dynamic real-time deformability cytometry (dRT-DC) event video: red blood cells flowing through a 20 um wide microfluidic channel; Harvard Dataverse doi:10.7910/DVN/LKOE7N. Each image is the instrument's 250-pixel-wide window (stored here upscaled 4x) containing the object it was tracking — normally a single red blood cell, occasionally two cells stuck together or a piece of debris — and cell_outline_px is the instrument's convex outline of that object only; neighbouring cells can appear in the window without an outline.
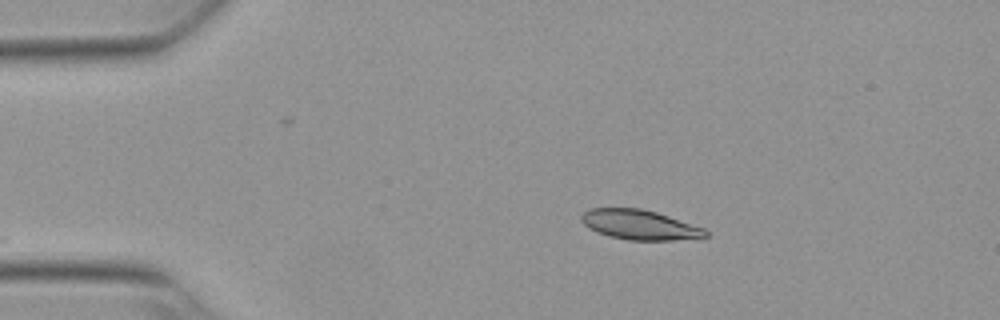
{"species": "Egyptian fruit bat (a non-hibernating species)", "species_latin": "Rousettus aegyptiacus", "temperature_condition": "warm", "stored_images_in_passage": 25, "camera_frame_rate_fps": 3000, "um_per_image_px": 0.085, "animal": {"sex": "female"}, "frame": {"image": 1, "passage_image": 2, "time_ms": 0.333, "image_size_px": [1000, 320], "cell_outline_px": [[708, 236], [672, 240], [628, 240], [608, 236], [596, 232], [584, 224], [580, 220], [580, 216], [588, 208], [640, 208], [656, 212], [704, 228], [708, 232]], "centroid_in_image_um": [54.32, 19.1], "position_along_channel_um": 30.7, "area_um2": 21.44}}
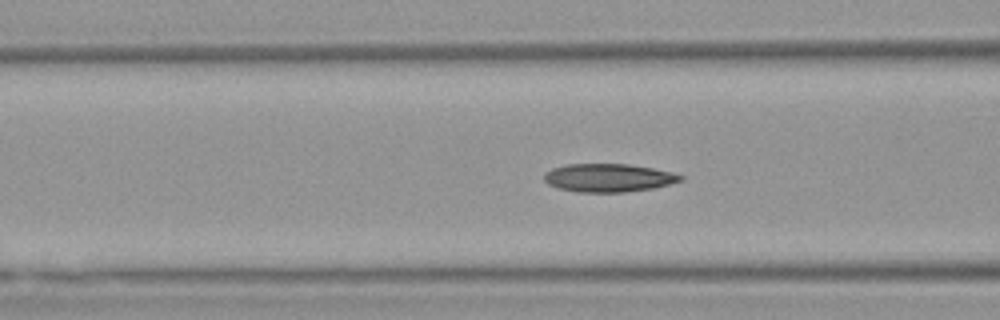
{"frame": {"image": 2, "passage_image": 13, "time_ms": 4.0, "image_size_px": [1000, 320], "cell_outline_px": [[684, 180], [652, 188], [624, 192], [576, 192], [560, 188], [548, 184], [544, 180], [544, 172], [552, 168], [568, 164], [628, 164], [652, 168], [672, 172], [684, 176]], "centroid_in_image_um": [51.71, 15.11], "position_along_channel_um": 114.9, "area_um2": 22.37}}
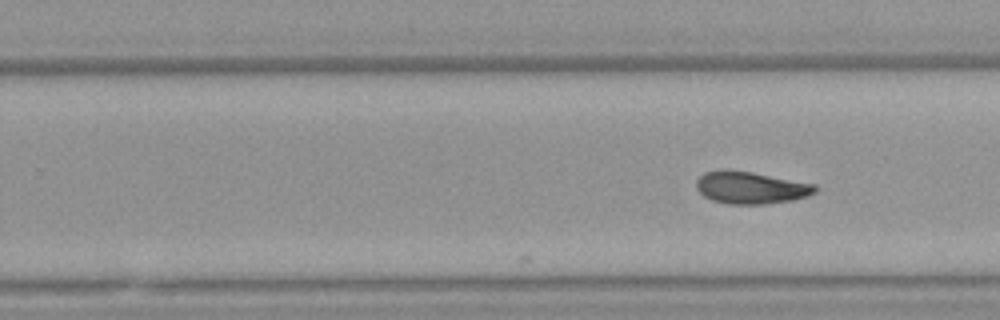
{"frame": {"image": 3, "passage_image": 25, "time_ms": 8.0, "image_size_px": [1000, 320], "cell_outline_px": [[816, 192], [808, 196], [792, 200], [764, 204], [728, 204], [712, 200], [704, 196], [696, 188], [696, 180], [704, 172], [752, 172], [816, 184]], "centroid_in_image_um": [63.86, 15.98], "position_along_channel_um": 265.9, "area_um2": 21.79}}